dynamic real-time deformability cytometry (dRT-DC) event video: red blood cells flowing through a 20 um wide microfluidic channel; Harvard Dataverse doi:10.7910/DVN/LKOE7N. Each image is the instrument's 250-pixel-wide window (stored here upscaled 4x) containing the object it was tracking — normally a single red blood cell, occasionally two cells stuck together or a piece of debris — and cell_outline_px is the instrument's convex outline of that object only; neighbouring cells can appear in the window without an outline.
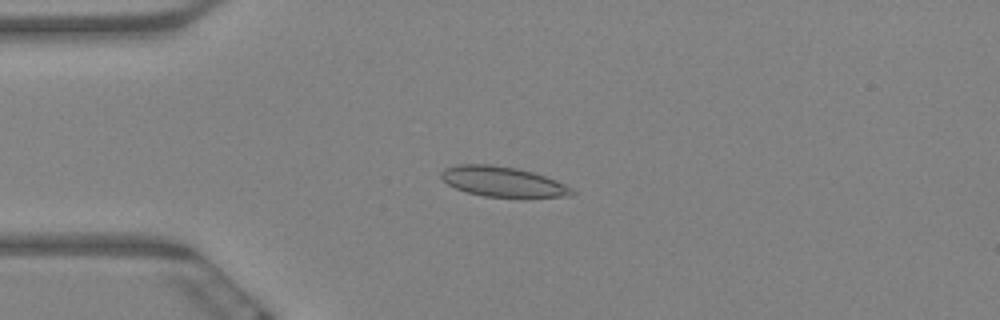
{"species": "Egyptian fruit bat (a non-hibernating species)", "species_latin": "Rousettus aegyptiacus", "temperature_condition": "warm", "stored_images_in_passage": 49, "camera_frame_rate_fps": 3000, "um_per_image_px": 0.085, "animal": {"sex": "female"}, "frame": {"image": 1, "passage_image": 2, "time_ms": 0.333, "image_size_px": [1000, 320], "cell_outline_px": [[576, 192], [572, 196], [484, 196], [468, 192], [456, 188], [448, 184], [440, 176], [440, 172], [444, 168], [456, 164], [492, 164], [516, 168], [532, 172], [556, 180], [572, 188]], "centroid_in_image_um": [42.7, 15.41], "position_along_channel_um": 42.3, "area_um2": 22.6}}
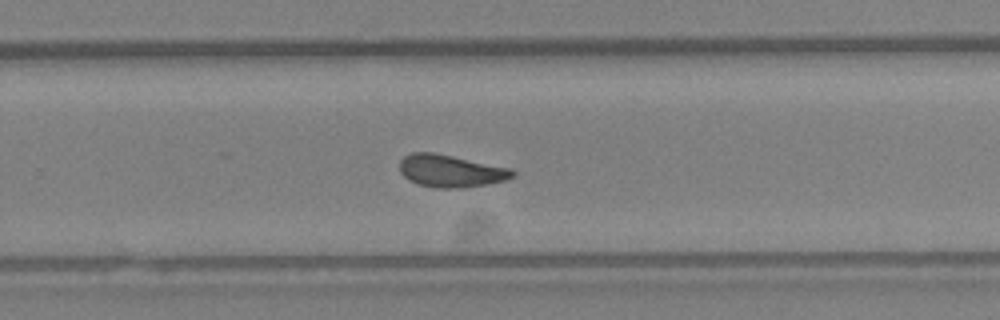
{"frame": {"image": 2, "passage_image": 27, "time_ms": 8.667, "image_size_px": [1000, 320], "cell_outline_px": [[516, 176], [504, 180], [484, 184], [460, 188], [436, 188], [416, 184], [408, 180], [400, 172], [400, 160], [404, 156], [412, 152], [432, 152], [512, 168], [516, 172]], "centroid_in_image_um": [38.29, 14.53], "position_along_channel_um": 291.5, "area_um2": 21.33}}
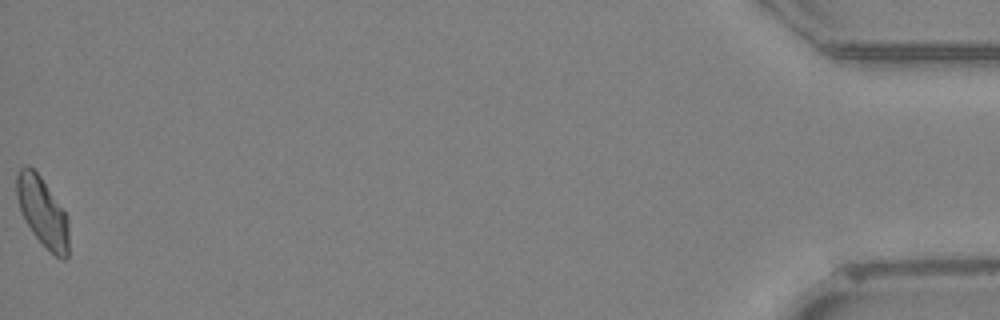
{"frame": {"image": 3, "passage_image": 49, "time_ms": 16.0, "image_size_px": [1000, 320], "cell_outline_px": [[68, 256], [64, 260], [60, 260], [32, 232], [20, 208], [16, 196], [16, 176], [20, 168], [24, 164], [28, 164], [40, 176], [68, 216]], "centroid_in_image_um": [3.62, 17.98], "position_along_channel_um": 431.6, "area_um2": 20.75}, "authors_computed_cell_mechanics": {"area_um2": 21.1548, "velocity_mm_per_s": 3.2807, "shape_relaxation_time_tau1_ms": null, "shape_relaxation_time_tau2_ms": 2.7733, "deformation_change_tau1": null, "deformation_change_tau2": 0.0901}}